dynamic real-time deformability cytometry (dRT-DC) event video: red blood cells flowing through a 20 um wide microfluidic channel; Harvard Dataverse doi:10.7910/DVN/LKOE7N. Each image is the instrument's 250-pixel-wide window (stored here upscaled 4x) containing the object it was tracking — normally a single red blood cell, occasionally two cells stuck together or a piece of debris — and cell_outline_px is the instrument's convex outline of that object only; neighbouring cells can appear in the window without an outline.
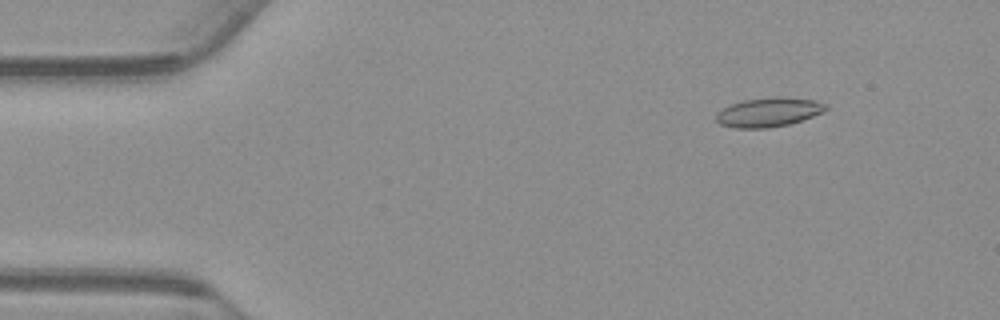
{"species": "common noctule bat (a hibernating species)", "species_latin": "Nyctalus noctula", "temperature_condition": "warm", "stored_images_in_passage": 55, "camera_frame_rate_fps": 3000, "um_per_image_px": 0.085, "animal": {"sex": "male", "body_mass_g": 23.1, "forearm_length_mm": 52.7}, "frame": {"image": 1, "passage_image": 7, "time_ms": 2.0, "image_size_px": [1000, 320], "cell_outline_px": [[828, 108], [824, 112], [788, 124], [768, 128], [736, 128], [720, 124], [716, 120], [716, 112], [732, 104], [744, 100], [776, 96], [780, 96], [812, 100], [828, 104]], "centroid_in_image_um": [65.34, 9.53], "position_along_channel_um": 19.7, "area_um2": 18.55}}
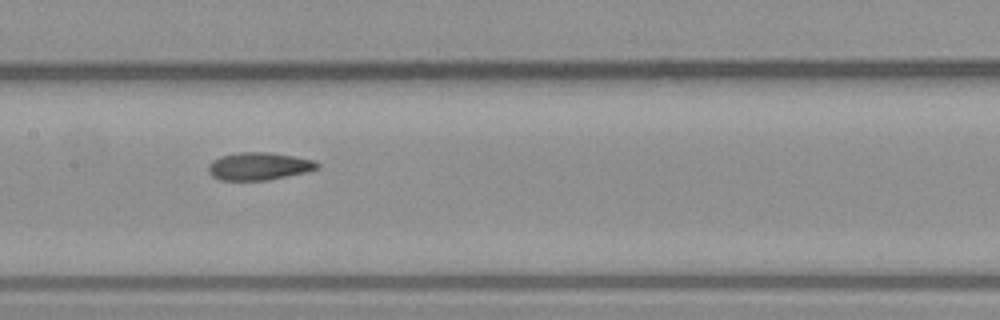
{"frame": {"image": 2, "passage_image": 27, "time_ms": 8.667, "image_size_px": [1000, 320], "cell_outline_px": [[320, 168], [304, 172], [268, 180], [220, 180], [212, 176], [208, 172], [208, 164], [212, 160], [220, 156], [236, 152], [268, 152], [316, 160], [320, 164]], "centroid_in_image_um": [21.99, 14.12], "position_along_channel_um": 185.4, "area_um2": 17.63}}
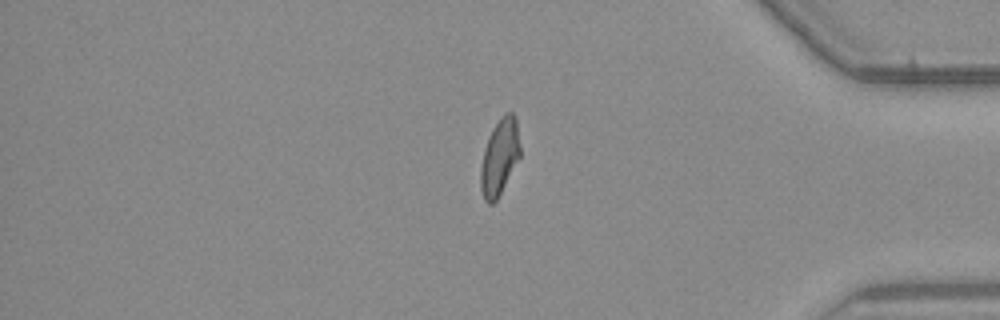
{"frame": {"image": 3, "passage_image": 46, "time_ms": 15.0, "image_size_px": [1000, 320], "cell_outline_px": [[520, 156], [496, 200], [492, 204], [488, 204], [484, 200], [480, 188], [480, 168], [484, 148], [488, 136], [492, 128], [500, 116], [504, 112], [512, 112], [516, 116], [520, 144]], "centroid_in_image_um": [42.45, 13.3], "position_along_channel_um": 392.8, "area_um2": 17.69}, "authors_computed_cell_mechanics": {"area_um2": 17.8602, "velocity_mm_per_s": 3.7508, "shape_relaxation_time_tau1_ms": null, "shape_relaxation_time_tau2_ms": 2.272, "deformation_change_tau1": null, "deformation_change_tau2": 0.0912}}